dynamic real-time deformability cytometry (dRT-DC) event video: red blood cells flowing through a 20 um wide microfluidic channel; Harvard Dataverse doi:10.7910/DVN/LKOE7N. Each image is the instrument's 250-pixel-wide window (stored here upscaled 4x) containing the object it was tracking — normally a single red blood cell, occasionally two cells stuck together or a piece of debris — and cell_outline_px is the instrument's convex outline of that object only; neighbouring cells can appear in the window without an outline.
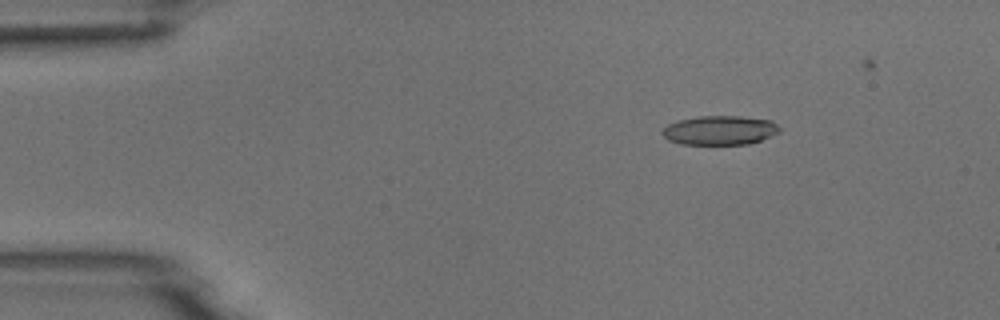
{"species": "common noctule bat (a hibernating species)", "species_latin": "Nyctalus noctula", "temperature_condition": "room temperature", "stored_images_in_passage": 4, "camera_frame_rate_fps": 3000, "um_per_image_px": 0.085, "animal": {"sex": "male", "body_mass_g": 18.8}, "frame": {"image": 1, "passage_image": 1, "time_ms": 0.0, "image_size_px": [1000, 320], "cell_outline_px": [[780, 132], [772, 136], [748, 144], [680, 144], [668, 140], [660, 132], [668, 124], [680, 120], [696, 116], [740, 116], [772, 120], [780, 128]], "centroid_in_image_um": [61.19, 11.07], "position_along_channel_um": 23.8, "area_um2": 20.0}}